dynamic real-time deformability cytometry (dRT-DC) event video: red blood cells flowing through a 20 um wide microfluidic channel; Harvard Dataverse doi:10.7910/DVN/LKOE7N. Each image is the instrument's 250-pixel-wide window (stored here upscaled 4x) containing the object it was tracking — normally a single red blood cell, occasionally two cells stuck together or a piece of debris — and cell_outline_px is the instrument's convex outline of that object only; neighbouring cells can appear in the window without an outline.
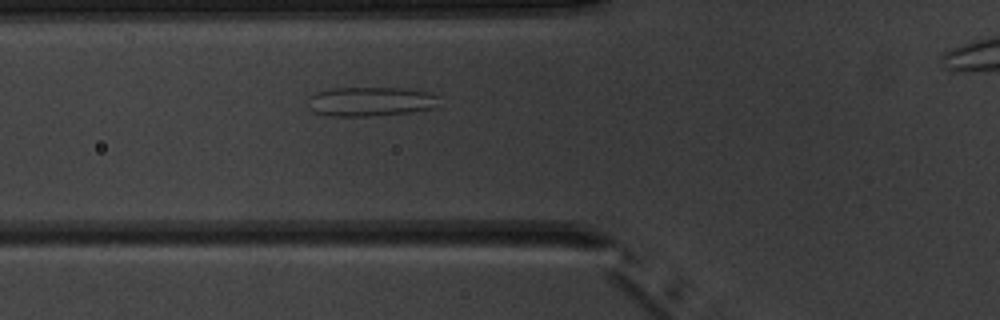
{"species": "common noctule bat (a hibernating species)", "species_latin": "Nyctalus noctula", "temperature_condition": "warm", "stored_images_in_passage": 3, "camera_frame_rate_fps": 3000, "um_per_image_px": 0.085, "animal": {"sex": "male", "body_mass_g": 20.1, "forearm_length_mm": 53.5}, "frame": {"image": 1, "passage_image": 2, "time_ms": 1.0, "image_size_px": [1000, 320], "cell_outline_px": [[436, 96], [432, 108], [408, 112], [368, 116], [328, 116], [316, 112], [312, 108], [308, 96], [316, 92], [332, 88], [400, 88], [424, 92]], "centroid_in_image_um": [31.39, 8.63], "position_along_channel_um": 94.4, "area_um2": 21.68}}